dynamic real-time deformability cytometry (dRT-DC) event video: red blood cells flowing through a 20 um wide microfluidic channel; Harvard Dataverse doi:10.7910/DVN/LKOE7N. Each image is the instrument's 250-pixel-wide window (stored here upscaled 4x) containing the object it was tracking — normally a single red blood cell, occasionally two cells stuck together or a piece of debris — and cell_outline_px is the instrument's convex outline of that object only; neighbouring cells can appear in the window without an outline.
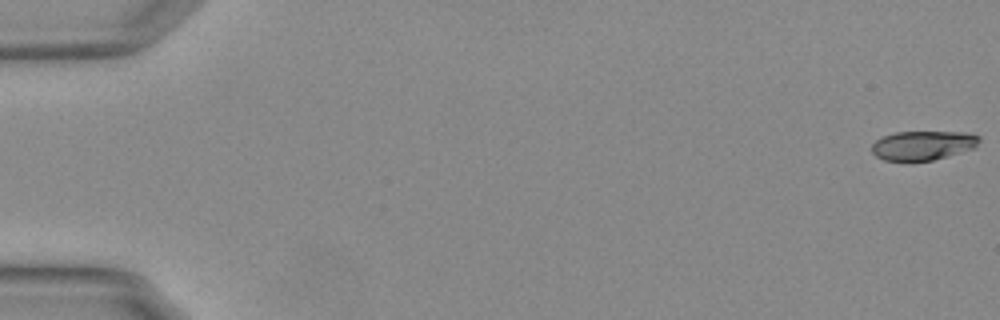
{"species": "Egyptian fruit bat (a non-hibernating species)", "species_latin": "Rousettus aegyptiacus", "temperature_condition": "warm", "stored_images_in_passage": 17, "camera_frame_rate_fps": 3000, "um_per_image_px": 0.085, "animal": {"sex": "female"}, "frame": {"image": 1, "passage_image": 1, "time_ms": 0.0, "image_size_px": [1000, 320], "cell_outline_px": [[980, 140], [976, 148], [932, 160], [884, 160], [876, 156], [872, 152], [872, 144], [876, 140], [884, 136], [896, 132], [968, 132], [980, 136]], "centroid_in_image_um": [78.49, 12.34], "position_along_channel_um": 6.5, "area_um2": 18.21}}
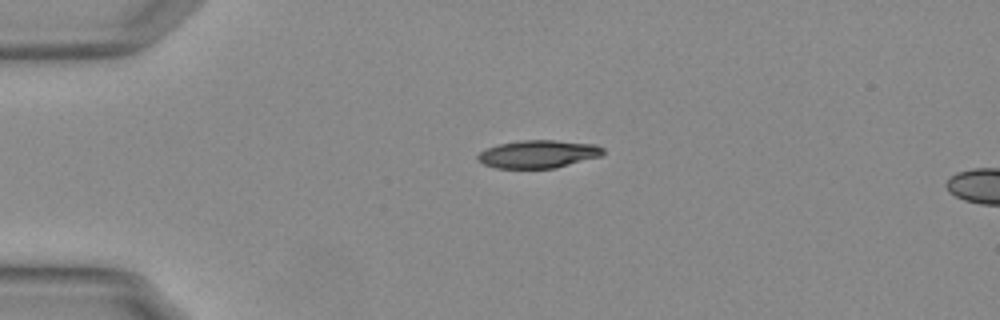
{"frame": {"image": 2, "passage_image": 14, "time_ms": 4.333, "image_size_px": [1000, 320], "cell_outline_px": [[604, 152], [600, 156], [556, 168], [496, 168], [484, 164], [476, 160], [476, 156], [480, 152], [488, 148], [500, 144], [520, 140], [556, 140], [596, 144], [604, 148]], "centroid_in_image_um": [45.75, 13.09], "position_along_channel_um": 39.2, "area_um2": 20.35}}